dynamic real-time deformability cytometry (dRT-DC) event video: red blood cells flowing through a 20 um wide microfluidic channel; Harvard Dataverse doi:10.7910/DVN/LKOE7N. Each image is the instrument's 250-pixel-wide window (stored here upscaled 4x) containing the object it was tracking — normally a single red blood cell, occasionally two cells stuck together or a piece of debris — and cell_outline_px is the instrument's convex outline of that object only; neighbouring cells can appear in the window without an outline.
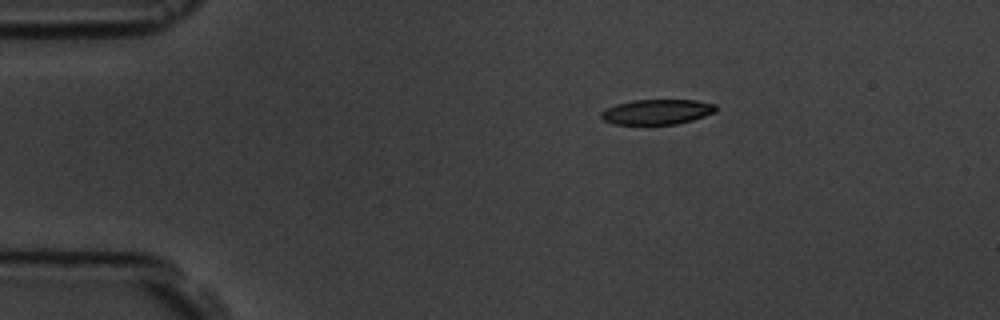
{"species": "common noctule bat (a hibernating species)", "species_latin": "Nyctalus noctula", "temperature_condition": "room temperature", "stored_images_in_passage": 2, "camera_frame_rate_fps": 3000, "um_per_image_px": 0.085, "animal": {"sex": "male", "body_mass_g": 19.5, "forearm_length_mm": 54.6}, "frame": {"image": 1, "passage_image": 2, "time_ms": 1.333, "image_size_px": [1000, 320], "cell_outline_px": [[716, 112], [692, 120], [676, 124], [612, 124], [604, 120], [600, 116], [600, 112], [616, 104], [632, 100], [696, 100], [716, 104]], "centroid_in_image_um": [55.85, 9.5], "position_along_channel_um": 29.2, "area_um2": 16.76}}